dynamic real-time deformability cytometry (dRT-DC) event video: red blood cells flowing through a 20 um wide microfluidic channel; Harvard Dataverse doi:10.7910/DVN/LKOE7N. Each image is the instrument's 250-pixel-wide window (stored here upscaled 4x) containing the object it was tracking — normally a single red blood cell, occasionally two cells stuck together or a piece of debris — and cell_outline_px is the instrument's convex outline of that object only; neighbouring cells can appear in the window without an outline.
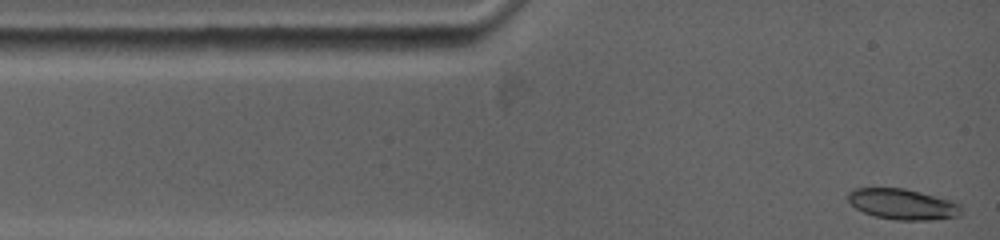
{"species": "common noctule bat (a hibernating species)", "species_latin": "Nyctalus noctula", "temperature_condition": "warm", "stored_images_in_passage": 14, "camera_frame_rate_fps": 5000, "um_per_image_px": 0.085, "animal": {"sex": "female", "body_mass_g": 19.0, "forearm_length_mm": 53.3}, "frame": {"image": 1, "passage_image": 1, "time_ms": 0.0, "image_size_px": [1000, 240], "cell_outline_px": [[960, 216], [932, 220], [896, 220], [876, 216], [864, 212], [856, 208], [844, 196], [848, 192], [856, 188], [904, 188], [952, 200], [960, 204]], "centroid_in_image_um": [76.71, 17.35], "position_along_channel_um": 8.3, "area_um2": 20.29}}
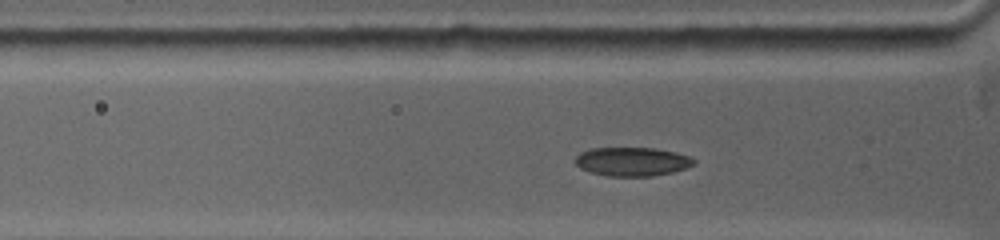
{"frame": {"image": 2, "passage_image": 10, "time_ms": 2.8, "image_size_px": [1000, 240], "cell_outline_px": [[696, 164], [672, 172], [652, 176], [608, 176], [588, 172], [580, 168], [576, 164], [576, 156], [580, 152], [592, 148], [652, 148], [676, 152], [688, 156], [696, 160]], "centroid_in_image_um": [53.72, 13.74], "position_along_channel_um": 72.1, "area_um2": 19.88}}
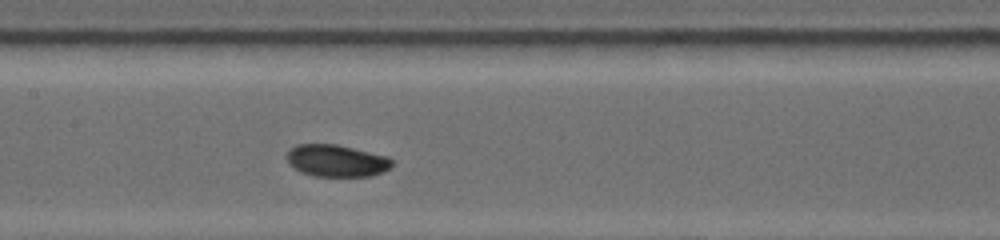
{"frame": {"image": 3, "passage_image": 14, "time_ms": 5.6, "image_size_px": [1000, 240], "cell_outline_px": [[392, 164], [384, 172], [372, 176], [312, 176], [296, 168], [288, 160], [288, 152], [292, 148], [300, 144], [336, 144], [388, 156], [392, 160]], "centroid_in_image_um": [28.66, 13.66], "position_along_channel_um": 178.7, "area_um2": 19.31}}